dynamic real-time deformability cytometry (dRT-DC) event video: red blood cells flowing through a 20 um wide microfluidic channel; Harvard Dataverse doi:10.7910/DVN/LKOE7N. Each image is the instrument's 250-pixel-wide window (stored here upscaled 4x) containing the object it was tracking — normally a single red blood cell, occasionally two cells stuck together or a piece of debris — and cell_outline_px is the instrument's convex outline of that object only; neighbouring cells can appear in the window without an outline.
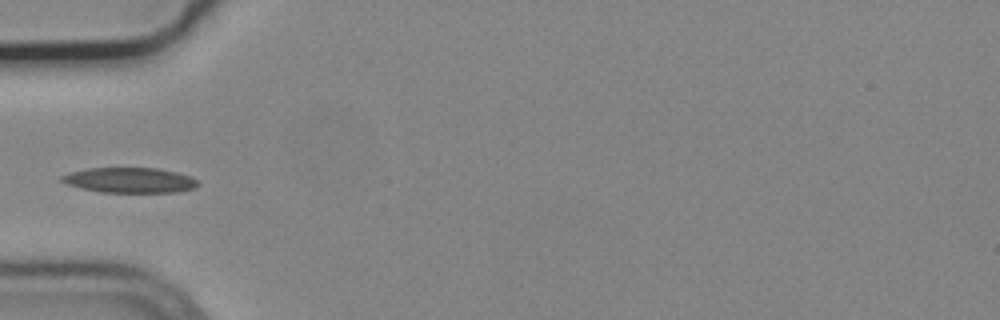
{"species": "common noctule bat (a hibernating species)", "species_latin": "Nyctalus noctula", "temperature_condition": "cold", "stored_images_in_passage": 20, "camera_frame_rate_fps": 3000, "um_per_image_px": 0.085, "animal": {"sex": "male", "body_mass_g": 19.2, "forearm_length_mm": 51.8}, "frame": {"image": 1, "passage_image": 1, "time_ms": 0.0, "image_size_px": [1000, 320], "cell_outline_px": [[200, 184], [196, 188], [176, 192], [100, 192], [68, 184], [60, 180], [60, 176], [68, 172], [88, 168], [156, 168], [176, 172], [192, 176]], "centroid_in_image_um": [11.05, 15.31], "position_along_channel_um": 73.9, "area_um2": 20.0}}
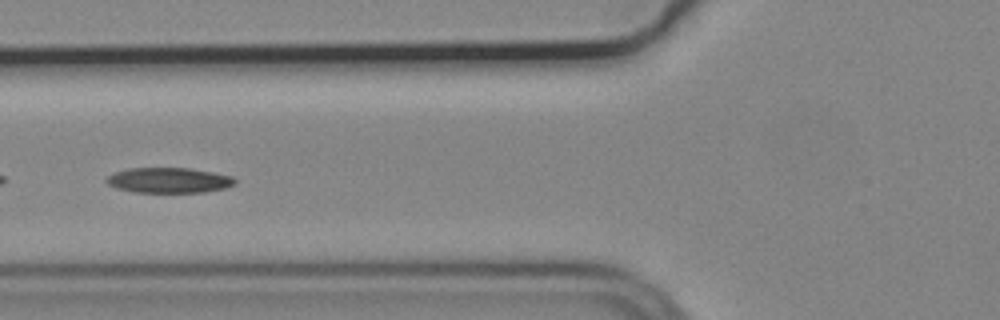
{"frame": {"image": 2, "passage_image": 4, "time_ms": 1.0, "image_size_px": [1000, 320], "cell_outline_px": [[236, 184], [224, 188], [204, 192], [132, 192], [116, 188], [108, 184], [104, 180], [108, 176], [116, 172], [128, 168], [188, 168], [212, 172], [232, 176], [236, 180]], "centroid_in_image_um": [14.34, 15.32], "position_along_channel_um": 111.5, "area_um2": 18.9}}